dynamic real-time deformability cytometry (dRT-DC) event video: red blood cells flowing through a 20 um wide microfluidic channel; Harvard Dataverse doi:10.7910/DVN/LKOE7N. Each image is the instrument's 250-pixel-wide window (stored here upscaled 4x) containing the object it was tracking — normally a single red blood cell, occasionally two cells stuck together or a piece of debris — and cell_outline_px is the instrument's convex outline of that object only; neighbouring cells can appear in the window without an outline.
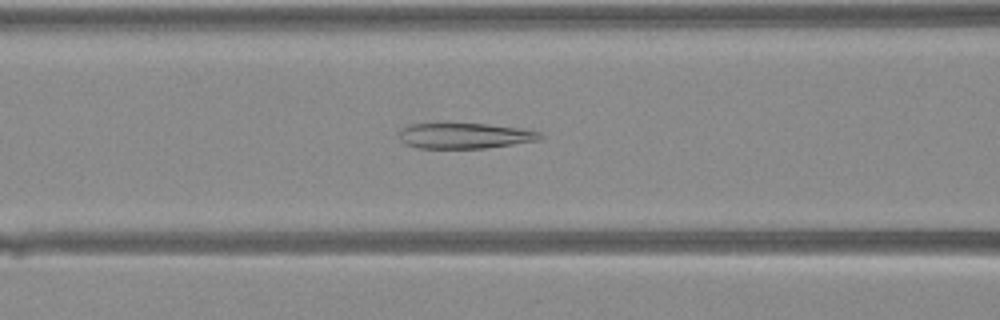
{"species": "Egyptian fruit bat (a non-hibernating species)", "species_latin": "Rousettus aegyptiacus", "temperature_condition": "warm", "stored_images_in_passage": 37, "camera_frame_rate_fps": 3000, "um_per_image_px": 0.085, "animal": {"sex": "female"}, "frame": {"image": 1, "passage_image": 16, "time_ms": 5.0, "image_size_px": [1000, 320], "cell_outline_px": [[544, 136], [540, 140], [484, 148], [420, 148], [404, 144], [400, 140], [400, 132], [404, 128], [412, 124], [484, 124], [520, 128], [540, 132]], "centroid_in_image_um": [39.53, 11.55], "position_along_channel_um": 127.1, "area_um2": 20.69}}
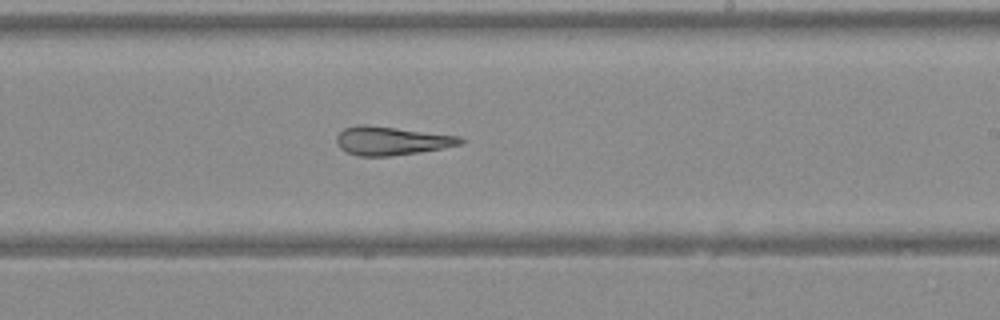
{"frame": {"image": 2, "passage_image": 24, "time_ms": 7.667, "image_size_px": [1000, 320], "cell_outline_px": [[464, 140], [460, 144], [420, 152], [388, 156], [356, 156], [344, 152], [340, 148], [336, 140], [336, 136], [344, 128], [364, 124], [368, 124], [460, 136]], "centroid_in_image_um": [33.22, 11.96], "position_along_channel_um": 255.8, "area_um2": 20.58}}
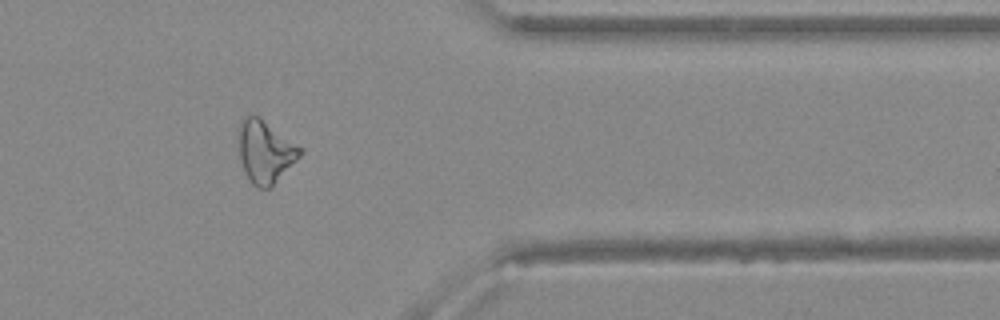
{"frame": {"image": 3, "passage_image": 33, "time_ms": 10.667, "image_size_px": [1000, 320], "cell_outline_px": [[304, 152], [268, 188], [260, 188], [252, 184], [248, 180], [244, 172], [240, 160], [240, 124], [244, 116], [256, 116], [304, 148]], "centroid_in_image_um": [22.55, 12.91], "position_along_channel_um": 388.8, "area_um2": 21.68}}